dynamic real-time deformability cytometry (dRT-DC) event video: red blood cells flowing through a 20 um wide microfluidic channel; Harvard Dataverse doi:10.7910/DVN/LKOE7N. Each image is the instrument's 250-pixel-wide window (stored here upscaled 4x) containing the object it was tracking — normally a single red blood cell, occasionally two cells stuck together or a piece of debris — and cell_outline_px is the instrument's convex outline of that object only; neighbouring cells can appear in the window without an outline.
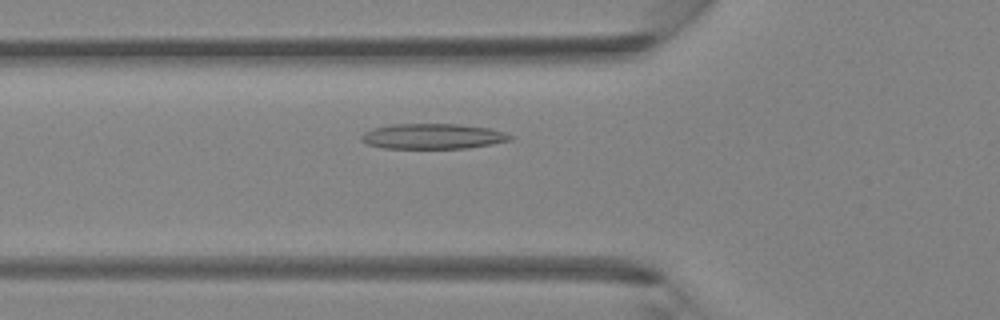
{"species": "Egyptian fruit bat (a non-hibernating species)", "species_latin": "Rousettus aegyptiacus", "temperature_condition": "room temperature", "stored_images_in_passage": 42, "camera_frame_rate_fps": 3000, "um_per_image_px": 0.085, "animal": {"sex": "female"}, "frame": {"image": 1, "passage_image": 13, "time_ms": 4.0, "image_size_px": [1000, 320], "cell_outline_px": [[512, 140], [492, 144], [468, 148], [384, 148], [368, 144], [360, 140], [360, 136], [364, 132], [372, 128], [392, 124], [460, 124], [488, 128], [504, 132], [512, 136]], "centroid_in_image_um": [36.77, 11.58], "position_along_channel_um": 89.0, "area_um2": 21.96}}
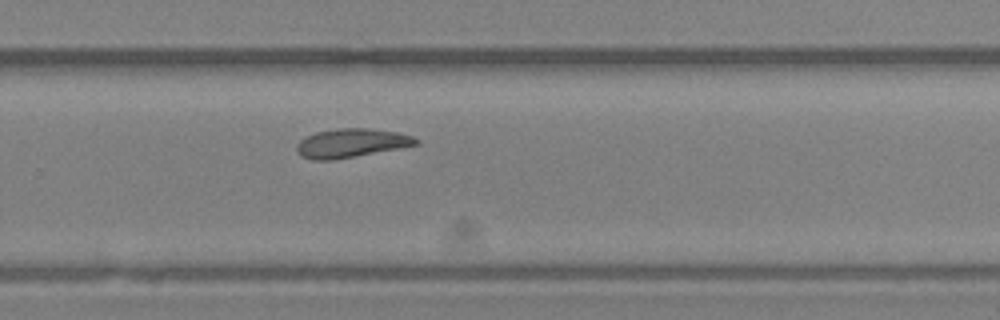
{"frame": {"image": 2, "passage_image": 27, "time_ms": 8.667, "image_size_px": [1000, 320], "cell_outline_px": [[420, 144], [400, 148], [332, 160], [312, 160], [300, 156], [296, 152], [296, 144], [304, 136], [316, 132], [336, 128], [368, 128], [396, 132], [412, 136], [420, 140]], "centroid_in_image_um": [29.82, 12.16], "position_along_channel_um": 300.0, "area_um2": 20.17}}
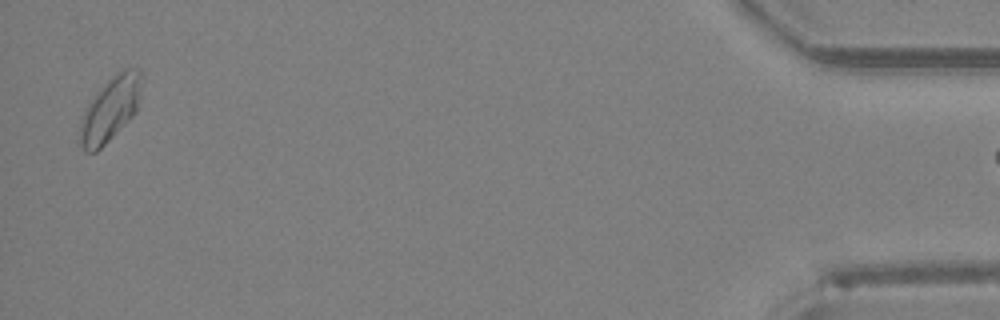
{"frame": {"image": 3, "passage_image": 41, "time_ms": 13.333, "image_size_px": [1000, 320], "cell_outline_px": [[140, 92], [136, 112], [96, 152], [84, 152], [80, 148], [76, 132], [80, 120], [88, 104], [96, 92], [116, 72], [124, 68], [140, 68]], "centroid_in_image_um": [9.3, 9.3], "position_along_channel_um": 425.9, "area_um2": 23.12}}